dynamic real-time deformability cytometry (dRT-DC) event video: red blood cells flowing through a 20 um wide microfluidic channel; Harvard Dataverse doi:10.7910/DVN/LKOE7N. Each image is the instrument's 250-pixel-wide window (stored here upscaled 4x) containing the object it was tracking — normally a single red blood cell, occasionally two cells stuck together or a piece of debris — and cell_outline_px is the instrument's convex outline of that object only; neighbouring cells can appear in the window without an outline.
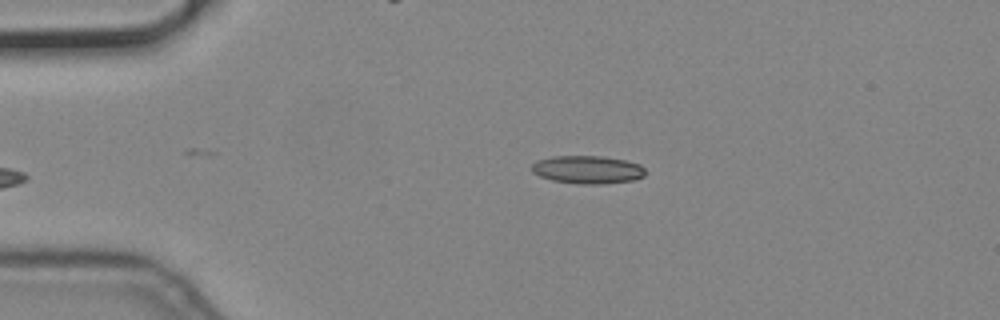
{"species": "common noctule bat (a hibernating species)", "species_latin": "Nyctalus noctula", "temperature_condition": "cold", "stored_images_in_passage": 3, "camera_frame_rate_fps": 3000, "um_per_image_px": 0.085, "animal": {"sex": "male", "body_mass_g": 19.2, "forearm_length_mm": 51.8}, "frame": {"image": 1, "passage_image": 3, "time_ms": 0.667, "image_size_px": [1000, 320], "cell_outline_px": [[648, 172], [644, 176], [632, 180], [600, 184], [580, 184], [552, 180], [540, 176], [532, 172], [532, 164], [536, 160], [552, 156], [604, 156], [624, 160], [640, 164]], "centroid_in_image_um": [49.95, 14.41], "position_along_channel_um": 35.1, "area_um2": 18.61}}